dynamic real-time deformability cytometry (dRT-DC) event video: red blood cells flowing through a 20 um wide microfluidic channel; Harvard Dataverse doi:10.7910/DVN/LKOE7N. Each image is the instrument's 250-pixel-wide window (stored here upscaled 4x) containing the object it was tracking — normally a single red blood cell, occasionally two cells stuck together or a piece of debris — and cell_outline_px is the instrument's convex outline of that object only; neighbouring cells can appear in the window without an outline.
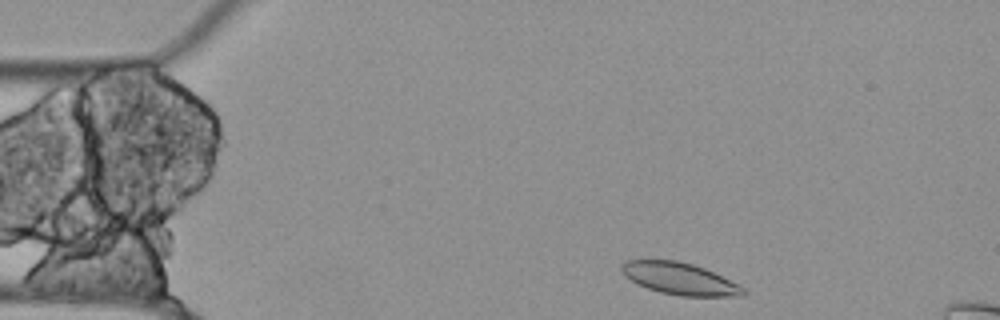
{"species": "Egyptian fruit bat (a non-hibernating species)", "species_latin": "Rousettus aegyptiacus", "temperature_condition": "cold", "stored_images_in_passage": 10, "camera_frame_rate_fps": 3000, "um_per_image_px": 0.085, "animal": {"sex": "female"}, "frame": {"image": 1, "passage_image": 2, "time_ms": 0.333, "image_size_px": [1000, 320], "cell_outline_px": [[748, 292], [744, 296], [680, 296], [660, 292], [648, 288], [624, 276], [620, 268], [620, 264], [624, 260], [676, 260], [692, 264], [704, 268], [740, 284]], "centroid_in_image_um": [57.8, 23.68], "position_along_channel_um": 27.2, "area_um2": 22.72}}